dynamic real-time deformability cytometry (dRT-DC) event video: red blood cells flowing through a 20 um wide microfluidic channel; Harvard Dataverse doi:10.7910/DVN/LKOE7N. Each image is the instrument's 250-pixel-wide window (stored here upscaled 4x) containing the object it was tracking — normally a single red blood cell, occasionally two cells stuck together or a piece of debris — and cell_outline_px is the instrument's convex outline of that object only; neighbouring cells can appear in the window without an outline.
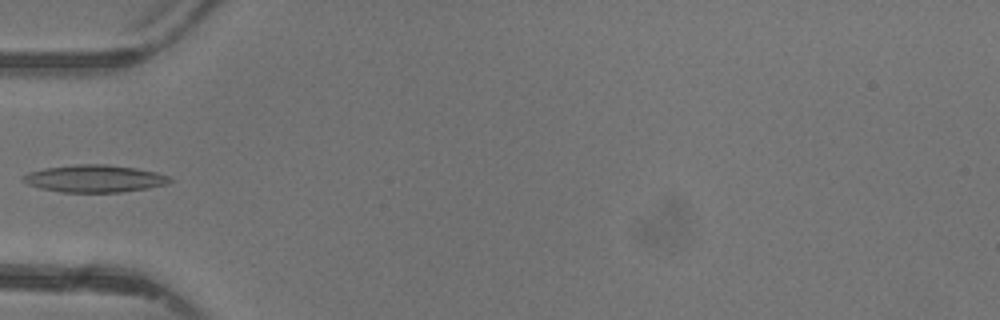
{"species": "common noctule bat (a hibernating species)", "species_latin": "Nyctalus noctula", "temperature_condition": "warm", "stored_images_in_passage": 5, "camera_frame_rate_fps": 3000, "um_per_image_px": 0.085, "animal": {"sex": "female"}, "frame": {"image": 1, "passage_image": 5, "time_ms": 6.333, "image_size_px": [1000, 320], "cell_outline_px": [[172, 180], [168, 184], [148, 188], [120, 192], [60, 192], [40, 188], [28, 184], [24, 180], [24, 176], [28, 172], [44, 168], [76, 164], [104, 164], [136, 168], [156, 172], [168, 176]], "centroid_in_image_um": [8.05, 15.18], "position_along_channel_um": 77.0, "area_um2": 23.24}}